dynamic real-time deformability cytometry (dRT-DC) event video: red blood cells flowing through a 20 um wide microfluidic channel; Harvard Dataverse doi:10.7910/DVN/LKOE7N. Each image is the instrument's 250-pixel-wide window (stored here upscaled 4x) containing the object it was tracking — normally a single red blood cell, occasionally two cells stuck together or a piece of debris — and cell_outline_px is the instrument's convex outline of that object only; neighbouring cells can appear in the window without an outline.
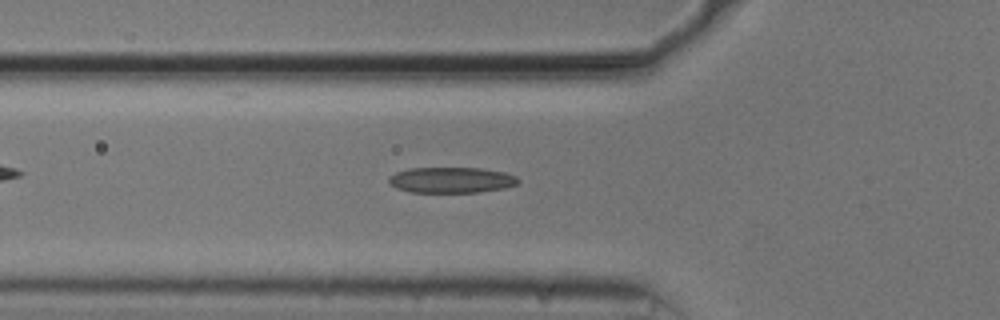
{"species": "common noctule bat (a hibernating species)", "species_latin": "Nyctalus noctula", "temperature_condition": "cold", "stored_images_in_passage": 39, "camera_frame_rate_fps": 3000, "um_per_image_px": 0.085, "animal": {"sex": "male", "body_mass_g": 20.5, "forearm_length_mm": 52.5}, "frame": {"image": 1, "passage_image": 12, "time_ms": 3.667, "image_size_px": [1000, 320], "cell_outline_px": [[520, 180], [516, 184], [504, 188], [480, 192], [412, 192], [396, 188], [388, 180], [388, 176], [396, 172], [408, 168], [480, 168], [504, 172], [516, 176]], "centroid_in_image_um": [38.36, 15.3], "position_along_channel_um": 87.4, "area_um2": 19.36}}
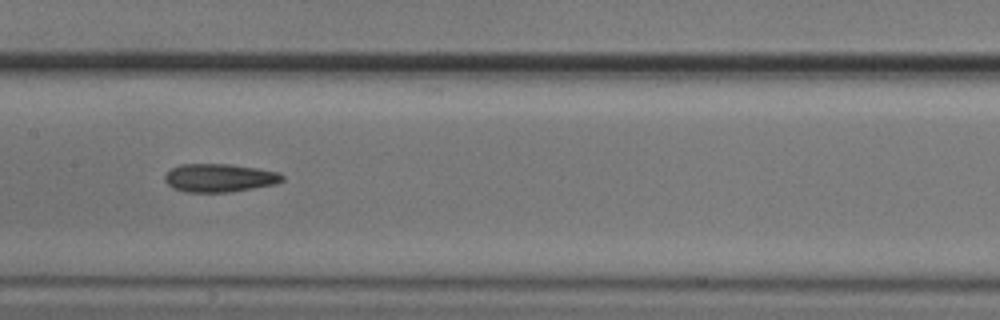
{"frame": {"image": 2, "passage_image": 20, "time_ms": 6.333, "image_size_px": [1000, 320], "cell_outline_px": [[284, 180], [276, 184], [228, 192], [188, 192], [172, 188], [164, 180], [164, 176], [172, 168], [180, 164], [228, 164], [256, 168], [280, 172], [284, 176]], "centroid_in_image_um": [18.66, 15.12], "position_along_channel_um": 188.7, "area_um2": 19.31}}
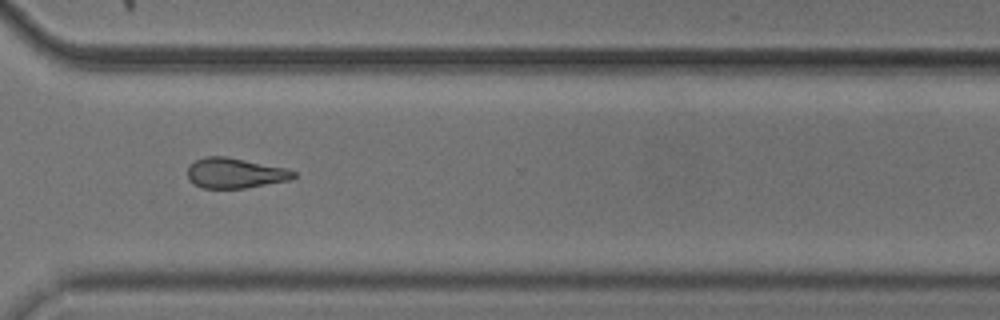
{"frame": {"image": 3, "passage_image": 33, "time_ms": 10.667, "image_size_px": [1000, 320], "cell_outline_px": [[296, 176], [288, 180], [244, 188], [200, 188], [192, 184], [188, 180], [188, 164], [204, 156], [228, 156], [288, 168], [296, 172]], "centroid_in_image_um": [19.94, 14.7], "position_along_channel_um": 350.7, "area_um2": 18.96}, "authors_computed_cell_mechanics": {"area_um2": 19.074, "velocity_mm_per_s": 3.7512, "shape_relaxation_time_tau1_ms": 4.5387, "shape_relaxation_time_tau2_ms": 3.9734, "deformation_change_tau1": 0.1246, "deformation_change_tau2": 0.1367}}